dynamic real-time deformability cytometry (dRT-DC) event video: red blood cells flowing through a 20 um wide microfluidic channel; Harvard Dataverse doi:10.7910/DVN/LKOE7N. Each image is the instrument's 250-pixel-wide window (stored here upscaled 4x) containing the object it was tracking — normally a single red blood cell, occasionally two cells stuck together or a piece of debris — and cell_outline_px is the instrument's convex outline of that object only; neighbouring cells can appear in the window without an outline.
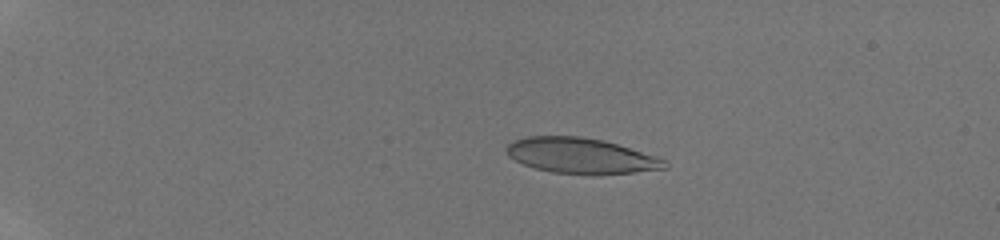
{"species": "human", "species_latin": "Homo sapiens", "temperature_condition": "room temperature", "stored_images_in_passage": 29, "camera_frame_rate_fps": 3000, "um_per_image_px": 0.085, "donor": {"sex": "male"}, "frame": {"image": 1, "passage_image": 14, "time_ms": 4.333, "image_size_px": [1000, 240], "cell_outline_px": [[668, 168], [596, 176], [552, 172], [536, 168], [524, 164], [508, 156], [504, 148], [512, 140], [528, 136], [580, 136], [604, 140], [656, 156], [668, 160]], "centroid_in_image_um": [49.39, 13.25], "position_along_channel_um": 35.6, "area_um2": 33.12}}
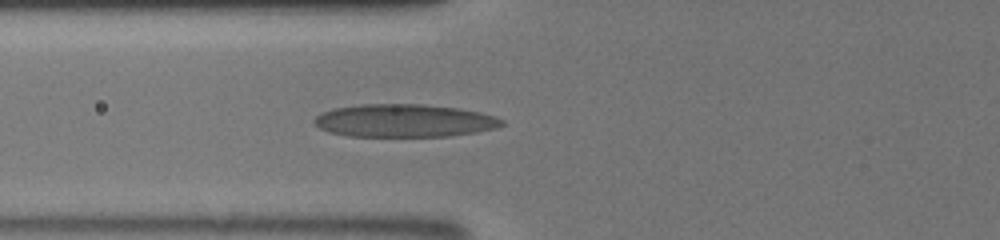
{"frame": {"image": 2, "passage_image": 24, "time_ms": 8.0, "image_size_px": [1000, 240], "cell_outline_px": [[504, 124], [496, 128], [476, 132], [448, 136], [348, 136], [328, 132], [320, 128], [312, 120], [320, 112], [332, 108], [360, 104], [424, 104], [460, 108], [480, 112], [496, 116], [504, 120]], "centroid_in_image_um": [34.35, 10.25], "position_along_channel_um": 91.4, "area_um2": 36.24}}
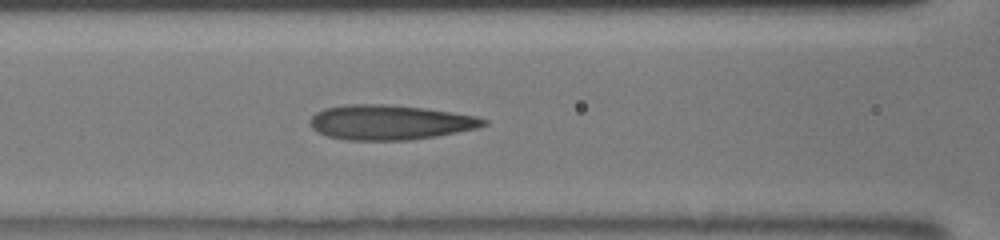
{"frame": {"image": 3, "passage_image": 28, "time_ms": 9.0, "image_size_px": [1000, 240], "cell_outline_px": [[488, 124], [476, 128], [436, 136], [408, 140], [348, 140], [328, 136], [316, 132], [308, 124], [312, 116], [316, 112], [324, 108], [344, 104], [384, 104], [424, 108], [452, 112], [476, 116], [488, 120]], "centroid_in_image_um": [33.1, 10.39], "position_along_channel_um": 133.5, "area_um2": 35.26}}